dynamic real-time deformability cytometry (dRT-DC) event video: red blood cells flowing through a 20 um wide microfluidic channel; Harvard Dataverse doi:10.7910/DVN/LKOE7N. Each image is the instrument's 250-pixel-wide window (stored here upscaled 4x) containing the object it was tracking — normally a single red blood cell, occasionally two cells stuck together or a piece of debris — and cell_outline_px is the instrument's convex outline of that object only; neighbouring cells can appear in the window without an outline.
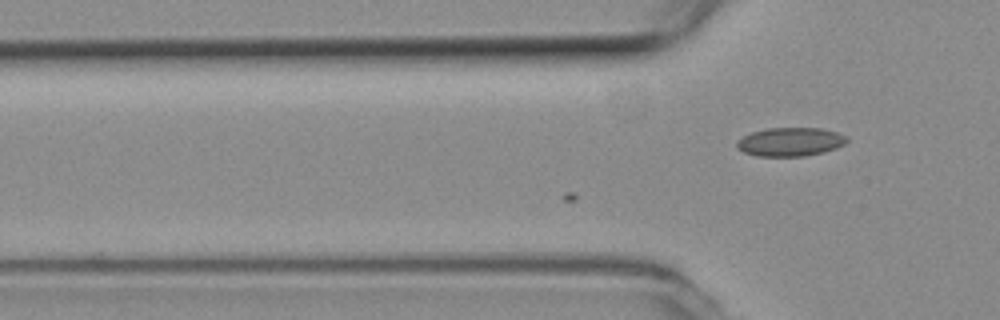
{"species": "common noctule bat (a hibernating species)", "species_latin": "Nyctalus noctula", "temperature_condition": "room temperature", "stored_images_in_passage": 6, "camera_frame_rate_fps": 3000, "um_per_image_px": 0.085, "animal": {"sex": "female", "body_mass_g": 19.3, "forearm_length_mm": 54.1}, "frame": {"image": 1, "passage_image": 6, "time_ms": 1.667, "image_size_px": [1000, 320], "cell_outline_px": [[848, 140], [844, 144], [836, 148], [824, 152], [804, 156], [756, 156], [744, 152], [736, 144], [736, 140], [752, 132], [768, 128], [820, 128], [836, 132], [848, 136]], "centroid_in_image_um": [67.2, 12.05], "position_along_channel_um": 58.6, "area_um2": 18.32}}